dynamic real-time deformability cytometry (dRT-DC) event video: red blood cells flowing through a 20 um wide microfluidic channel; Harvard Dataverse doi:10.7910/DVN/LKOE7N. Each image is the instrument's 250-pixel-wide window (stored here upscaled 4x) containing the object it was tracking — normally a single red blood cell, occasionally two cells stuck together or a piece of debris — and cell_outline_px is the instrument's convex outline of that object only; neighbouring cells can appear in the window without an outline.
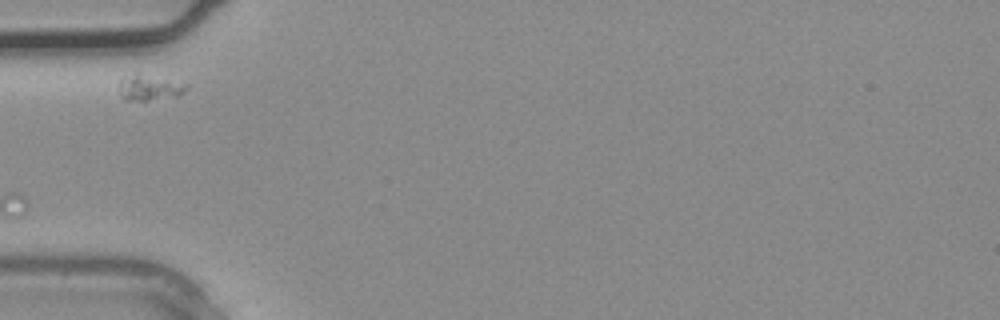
{"species": "common noctule bat (a hibernating species)", "species_latin": "Nyctalus noctula", "temperature_condition": "warm", "stored_images_in_passage": 1, "camera_frame_rate_fps": 3000, "um_per_image_px": 0.085, "animal": {"sex": "male", "body_mass_g": 20.4}, "frame": {"image": 1, "passage_image": 1, "time_ms": 0.0, "image_size_px": [1000, 320], "cell_outline_px": [[188, 88], [180, 96], [144, 100], [124, 100], [120, 96], [120, 80], [136, 72], [188, 84]], "centroid_in_image_um": [12.72, 7.45], "position_along_channel_um": 72.3, "area_um2": 10.0}}